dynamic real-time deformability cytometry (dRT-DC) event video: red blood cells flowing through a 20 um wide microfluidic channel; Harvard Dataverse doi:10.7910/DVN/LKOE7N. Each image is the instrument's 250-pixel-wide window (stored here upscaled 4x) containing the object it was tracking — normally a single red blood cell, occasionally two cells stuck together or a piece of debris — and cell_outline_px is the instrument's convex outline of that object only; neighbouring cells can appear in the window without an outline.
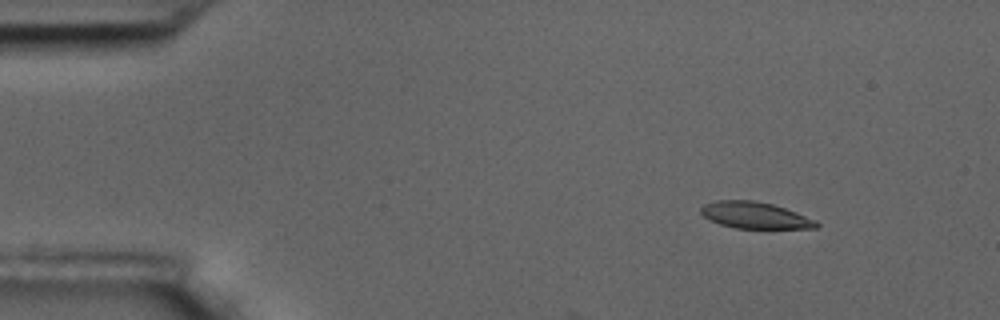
{"species": "common noctule bat (a hibernating species)", "species_latin": "Nyctalus noctula", "temperature_condition": "room temperature", "stored_images_in_passage": 5, "camera_frame_rate_fps": 3000, "um_per_image_px": 0.085, "animal": {"sex": "male", "body_mass_g": 17.5, "forearm_length_mm": 52.3}, "frame": {"image": 1, "passage_image": 2, "time_ms": 0.333, "image_size_px": [1000, 320], "cell_outline_px": [[820, 224], [816, 228], [736, 228], [720, 224], [708, 220], [700, 212], [700, 208], [704, 204], [716, 200], [752, 200], [772, 204], [796, 212], [816, 220]], "centroid_in_image_um": [64.14, 18.29], "position_along_channel_um": 20.9, "area_um2": 17.8}}